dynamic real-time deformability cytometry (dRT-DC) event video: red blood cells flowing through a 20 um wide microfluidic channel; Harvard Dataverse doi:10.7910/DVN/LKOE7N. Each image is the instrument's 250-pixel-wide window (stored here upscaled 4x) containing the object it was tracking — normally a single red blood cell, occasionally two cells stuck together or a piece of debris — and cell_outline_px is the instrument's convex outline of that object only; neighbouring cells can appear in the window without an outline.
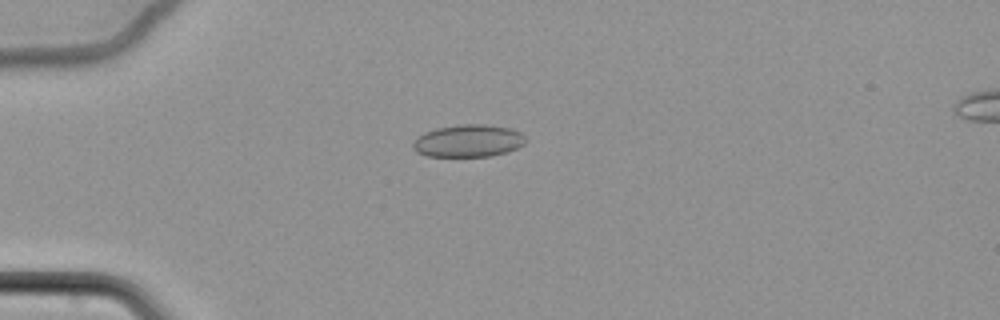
{"species": "common noctule bat (a hibernating species)", "species_latin": "Nyctalus noctula", "temperature_condition": "cold", "stored_images_in_passage": 57, "camera_frame_rate_fps": 3000, "um_per_image_px": 0.085, "animal": {"sex": "female", "body_mass_g": 22.7, "forearm_length_mm": 54.2}, "frame": {"image": 1, "passage_image": 19, "time_ms": 6.0, "image_size_px": [1000, 320], "cell_outline_px": [[528, 140], [524, 144], [508, 152], [492, 156], [428, 156], [416, 152], [412, 148], [412, 144], [424, 132], [436, 128], [460, 124], [484, 124], [512, 128], [520, 132]], "centroid_in_image_um": [39.84, 11.97], "position_along_channel_um": 45.2, "area_um2": 21.39}}
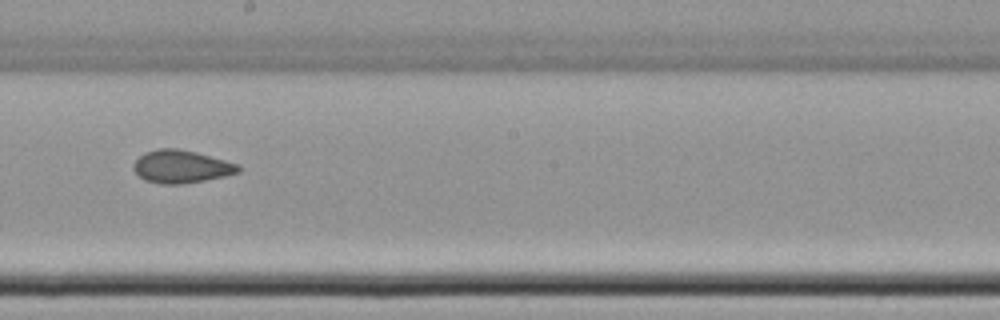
{"frame": {"image": 2, "passage_image": 38, "time_ms": 12.333, "image_size_px": [1000, 320], "cell_outline_px": [[240, 172], [224, 176], [204, 180], [180, 184], [160, 184], [144, 180], [132, 168], [132, 164], [144, 152], [156, 148], [176, 148], [196, 152], [240, 164]], "centroid_in_image_um": [15.39, 14.15], "position_along_channel_um": 232.8, "area_um2": 20.11}}
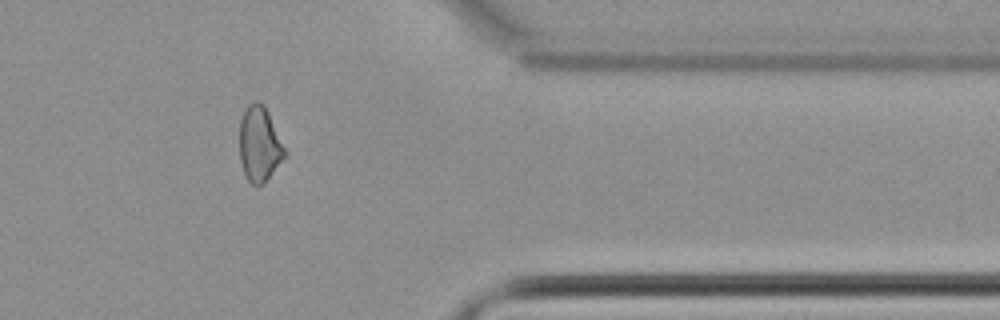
{"frame": {"image": 3, "passage_image": 53, "time_ms": 17.333, "image_size_px": [1000, 320], "cell_outline_px": [[288, 152], [264, 184], [260, 188], [256, 188], [244, 176], [240, 160], [240, 120], [248, 104], [256, 100], [264, 104]], "centroid_in_image_um": [22.06, 12.29], "position_along_channel_um": 389.3, "area_um2": 20.11}}